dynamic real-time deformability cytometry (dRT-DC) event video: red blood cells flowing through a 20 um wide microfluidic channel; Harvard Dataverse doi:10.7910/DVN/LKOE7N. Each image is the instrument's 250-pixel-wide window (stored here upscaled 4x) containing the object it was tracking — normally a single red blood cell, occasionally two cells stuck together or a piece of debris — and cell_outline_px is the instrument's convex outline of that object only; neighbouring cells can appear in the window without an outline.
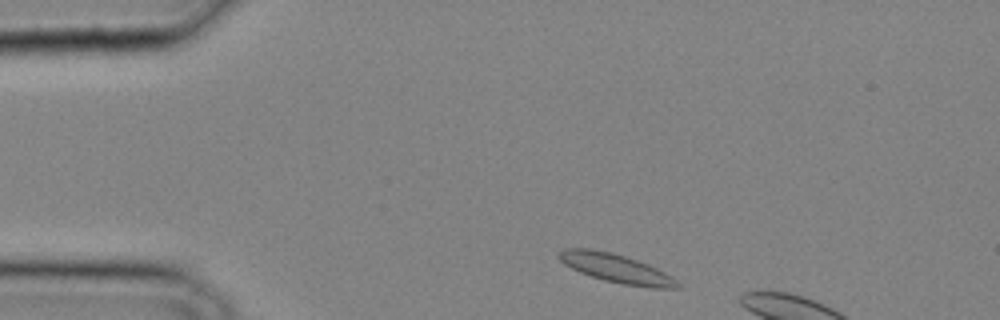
{"species": "common noctule bat (a hibernating species)", "species_latin": "Nyctalus noctula", "temperature_condition": "cold", "stored_images_in_passage": 5, "camera_frame_rate_fps": 3000, "um_per_image_px": 0.085, "animal": {"sex": "male", "body_mass_g": 20.4}, "frame": {"image": 1, "passage_image": 2, "time_ms": 0.333, "image_size_px": [1000, 320], "cell_outline_px": [[684, 288], [648, 288], [624, 284], [604, 280], [580, 272], [564, 264], [556, 256], [556, 252], [564, 248], [592, 248], [612, 252], [648, 264], [672, 276]], "centroid_in_image_um": [52.36, 22.8], "position_along_channel_um": 32.6, "area_um2": 20.0}}